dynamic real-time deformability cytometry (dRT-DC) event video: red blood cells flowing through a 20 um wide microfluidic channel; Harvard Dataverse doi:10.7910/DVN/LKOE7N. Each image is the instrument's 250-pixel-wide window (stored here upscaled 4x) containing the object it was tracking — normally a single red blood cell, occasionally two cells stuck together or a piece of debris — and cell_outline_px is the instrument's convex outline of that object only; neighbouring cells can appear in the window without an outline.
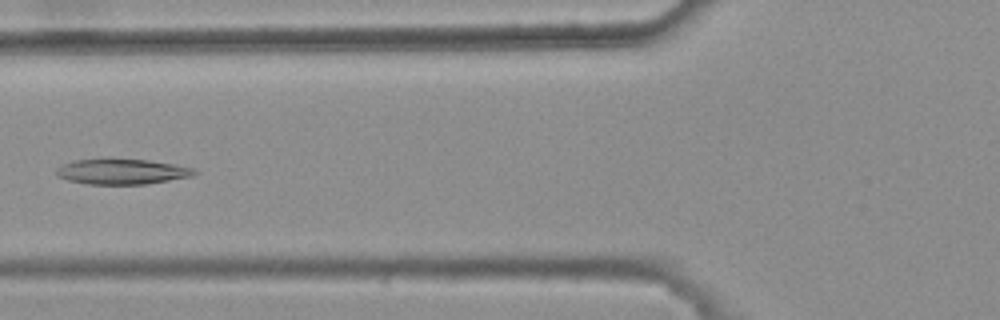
{"species": "common noctule bat (a hibernating species)", "species_latin": "Nyctalus noctula", "temperature_condition": "warm", "stored_images_in_passage": 4, "camera_frame_rate_fps": 3000, "um_per_image_px": 0.085, "animal": {"sex": "female", "body_mass_g": 25.1}, "frame": {"image": 1, "passage_image": 4, "time_ms": 1.0, "image_size_px": [1000, 320], "cell_outline_px": [[200, 172], [192, 176], [148, 184], [88, 184], [68, 180], [56, 176], [56, 168], [60, 164], [76, 160], [148, 160], [172, 164], [192, 168]], "centroid_in_image_um": [10.35, 14.6], "position_along_channel_um": 115.4, "area_um2": 20.11}}